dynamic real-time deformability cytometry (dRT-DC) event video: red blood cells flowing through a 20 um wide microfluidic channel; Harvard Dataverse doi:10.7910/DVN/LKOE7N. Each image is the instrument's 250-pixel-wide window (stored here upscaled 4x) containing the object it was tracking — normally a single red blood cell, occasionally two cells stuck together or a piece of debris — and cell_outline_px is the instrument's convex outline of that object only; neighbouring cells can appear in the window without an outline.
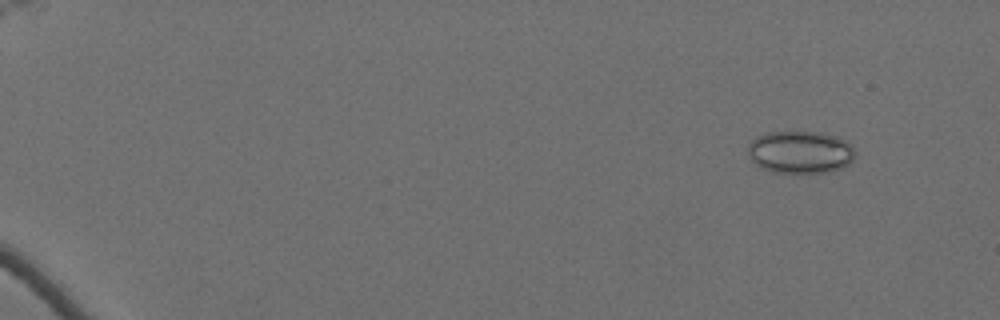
{"species": "Egyptian fruit bat (a non-hibernating species)", "species_latin": "Rousettus aegyptiacus", "temperature_condition": "cold", "stored_images_in_passage": 27, "camera_frame_rate_fps": 3000, "um_per_image_px": 0.085, "animal": {"sex": "female"}, "frame": {"image": 1, "passage_image": 7, "time_ms": 2.0, "image_size_px": [1000, 320], "cell_outline_px": [[856, 156], [848, 164], [832, 172], [772, 172], [760, 168], [748, 156], [748, 144], [756, 136], [764, 132], [820, 132], [836, 136], [852, 144], [856, 152]], "centroid_in_image_um": [68.02, 12.92], "position_along_channel_um": 17.0, "area_um2": 26.82}}